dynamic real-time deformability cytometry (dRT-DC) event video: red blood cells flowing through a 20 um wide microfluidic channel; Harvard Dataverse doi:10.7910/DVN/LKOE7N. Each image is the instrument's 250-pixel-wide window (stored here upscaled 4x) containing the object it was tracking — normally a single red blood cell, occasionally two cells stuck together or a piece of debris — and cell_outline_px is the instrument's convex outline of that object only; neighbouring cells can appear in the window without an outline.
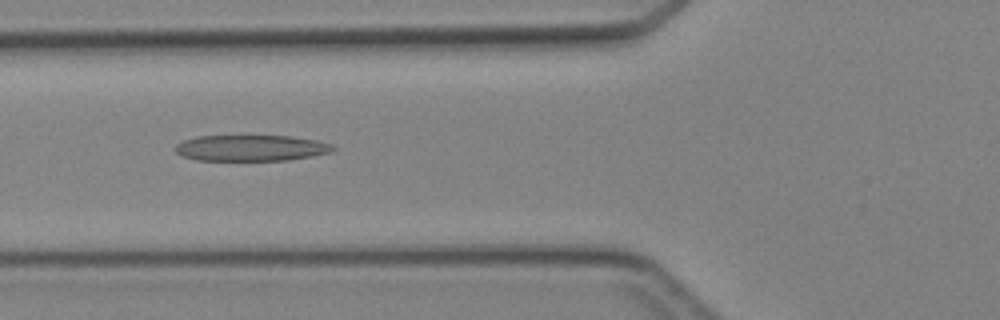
{"species": "Egyptian fruit bat (a non-hibernating species)", "species_latin": "Rousettus aegyptiacus", "temperature_condition": "cold", "stored_images_in_passage": 3, "camera_frame_rate_fps": 3000, "um_per_image_px": 0.085, "animal": {"sex": "female"}, "frame": {"image": 1, "passage_image": 3, "time_ms": 2.333, "image_size_px": [1000, 320], "cell_outline_px": [[336, 148], [332, 152], [312, 156], [288, 160], [196, 160], [184, 156], [176, 152], [176, 144], [184, 140], [196, 136], [240, 132], [292, 136], [316, 140], [332, 144]], "centroid_in_image_um": [21.33, 12.51], "position_along_channel_um": 104.5, "area_um2": 25.26}}